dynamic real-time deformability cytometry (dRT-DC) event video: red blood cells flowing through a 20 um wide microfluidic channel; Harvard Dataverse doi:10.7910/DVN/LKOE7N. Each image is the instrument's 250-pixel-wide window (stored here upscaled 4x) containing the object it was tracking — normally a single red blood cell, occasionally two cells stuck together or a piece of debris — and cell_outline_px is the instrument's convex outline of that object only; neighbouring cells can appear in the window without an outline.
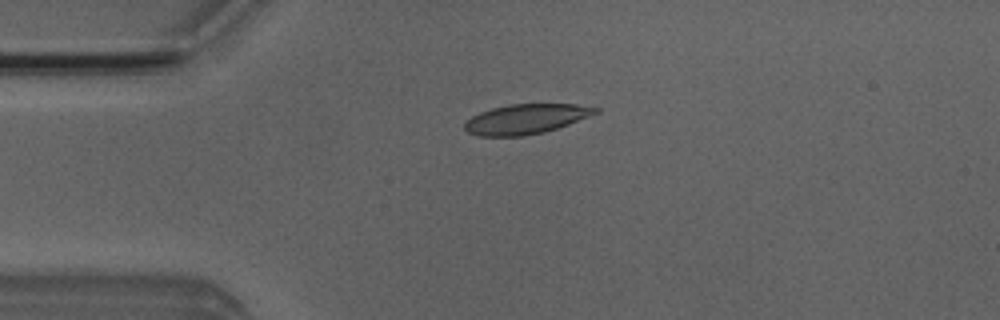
{"species": "Egyptian fruit bat (a non-hibernating species)", "species_latin": "Rousettus aegyptiacus", "temperature_condition": "room temperature", "stored_images_in_passage": 4, "camera_frame_rate_fps": 3000, "um_per_image_px": 0.085, "animal": {"sex": "male"}, "frame": {"image": 1, "passage_image": 2, "time_ms": 1.333, "image_size_px": [1000, 320], "cell_outline_px": [[600, 112], [568, 124], [544, 132], [524, 136], [476, 136], [468, 132], [464, 128], [464, 124], [472, 116], [480, 112], [492, 108], [512, 104], [576, 104], [600, 108]], "centroid_in_image_um": [44.7, 10.12], "position_along_channel_um": 40.3, "area_um2": 22.66}}